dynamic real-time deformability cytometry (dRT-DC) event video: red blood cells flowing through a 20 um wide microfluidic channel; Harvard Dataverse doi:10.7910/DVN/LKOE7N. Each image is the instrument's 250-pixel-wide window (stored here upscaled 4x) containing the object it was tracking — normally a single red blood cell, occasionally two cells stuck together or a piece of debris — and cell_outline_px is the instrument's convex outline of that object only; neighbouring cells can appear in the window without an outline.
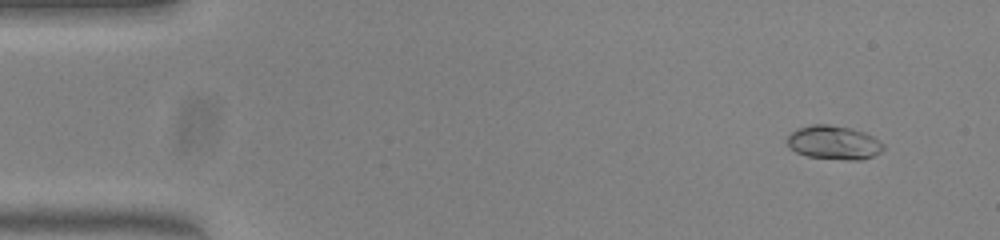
{"species": "common noctule bat (a hibernating species)", "species_latin": "Nyctalus noctula", "temperature_condition": "warm", "stored_images_in_passage": 51, "camera_frame_rate_fps": 3000, "um_per_image_px": 0.085, "animal": {"sex": "female", "body_mass_g": 23.0, "forearm_length_mm": 53.4}, "frame": {"image": 1, "passage_image": 4, "time_ms": 1.0, "image_size_px": [1000, 240], "cell_outline_px": [[884, 148], [880, 152], [872, 156], [860, 160], [848, 160], [808, 156], [796, 152], [788, 144], [788, 136], [796, 128], [812, 124], [828, 124], [852, 128], [864, 132], [872, 136], [884, 144]], "centroid_in_image_um": [70.88, 12.1], "position_along_channel_um": 14.1, "area_um2": 18.84}}
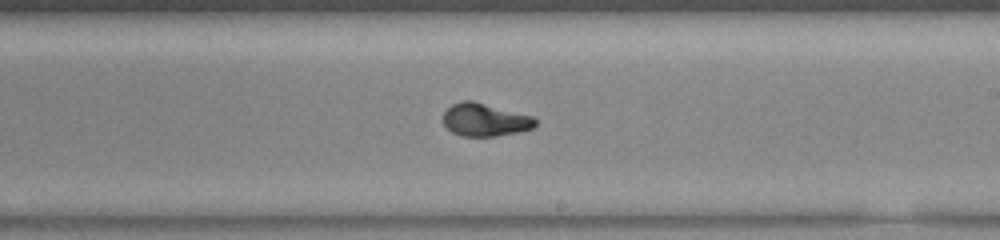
{"frame": {"image": 2, "passage_image": 30, "time_ms": 9.667, "image_size_px": [1000, 240], "cell_outline_px": [[536, 124], [532, 128], [516, 132], [496, 136], [460, 136], [452, 132], [444, 124], [444, 112], [452, 104], [464, 100], [472, 100], [532, 116], [536, 120]], "centroid_in_image_um": [41.2, 10.18], "position_along_channel_um": 247.8, "area_um2": 17.46}}
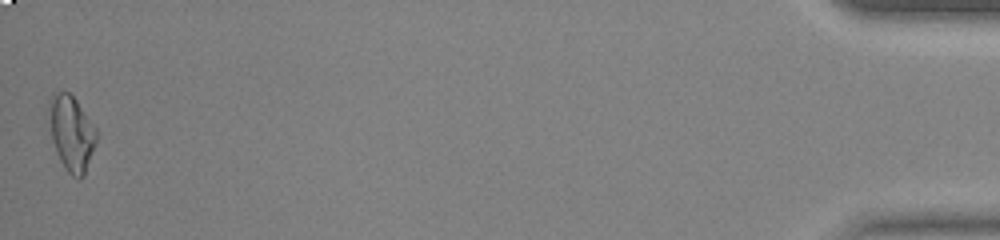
{"frame": {"image": 3, "passage_image": 51, "time_ms": 16.667, "image_size_px": [1000, 240], "cell_outline_px": [[96, 140], [84, 176], [80, 180], [72, 176], [64, 168], [56, 152], [52, 140], [48, 104], [48, 100], [56, 92], [68, 92], [76, 100], [96, 128]], "centroid_in_image_um": [6.06, 11.34], "position_along_channel_um": 429.1, "area_um2": 20.52}, "authors_computed_cell_mechanics": {"area_um2": 18.1492, "velocity_mm_per_s": 4.0004, "shape_relaxation_time_tau1_ms": 8.0298, "shape_relaxation_time_tau2_ms": null, "deformation_change_tau1": 0.2806, "deformation_change_tau2": null}}